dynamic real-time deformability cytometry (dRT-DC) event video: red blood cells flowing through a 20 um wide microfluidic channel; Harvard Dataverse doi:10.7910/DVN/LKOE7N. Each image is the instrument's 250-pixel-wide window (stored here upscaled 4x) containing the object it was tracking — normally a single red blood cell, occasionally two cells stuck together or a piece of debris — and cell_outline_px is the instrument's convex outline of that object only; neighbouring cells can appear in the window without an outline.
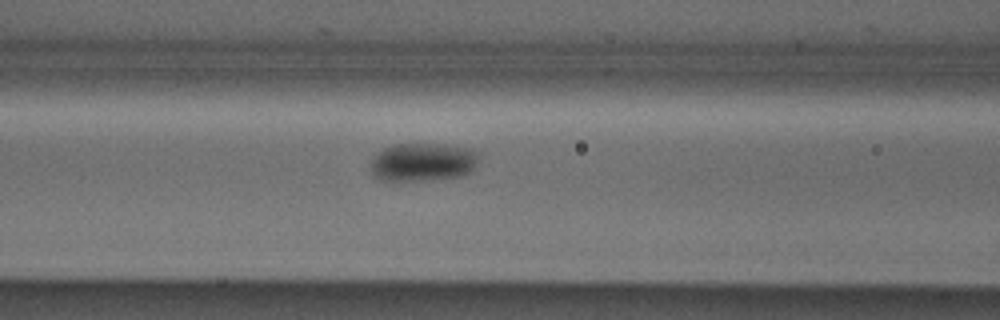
{"species": "Egyptian fruit bat (a non-hibernating species)", "species_latin": "Rousettus aegyptiacus", "temperature_condition": "cold", "stored_images_in_passage": 6, "segment_of_instrument_passage": [1, 2], "camera_frame_rate_fps": 3000, "um_per_image_px": 0.085, "animal": {"sex": "male"}, "frame": {"image": 1, "passage_image": 5, "time_ms": 1.333, "image_size_px": [1000, 320], "cell_outline_px": [[480, 152], [472, 168], [468, 172], [460, 176], [424, 180], [384, 180], [376, 176], [372, 172], [372, 156], [376, 152], [392, 144], [444, 144], [472, 148]], "centroid_in_image_um": [35.93, 13.74], "position_along_channel_um": 130.7, "area_um2": 23.99}}